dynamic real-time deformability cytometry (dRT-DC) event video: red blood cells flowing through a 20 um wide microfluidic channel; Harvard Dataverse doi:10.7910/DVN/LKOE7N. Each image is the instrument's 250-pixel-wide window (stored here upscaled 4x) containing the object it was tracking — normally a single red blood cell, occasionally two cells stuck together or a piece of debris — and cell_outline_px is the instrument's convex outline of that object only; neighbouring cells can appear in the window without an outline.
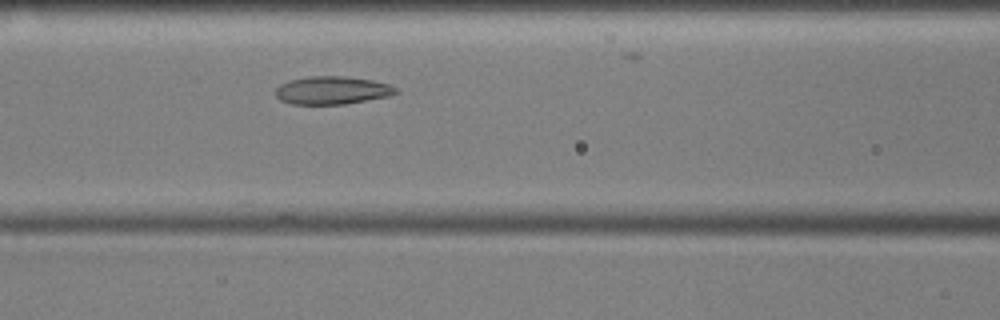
{"species": "common noctule bat (a hibernating species)", "species_latin": "Nyctalus noctula", "temperature_condition": "cold", "stored_images_in_passage": 14, "camera_frame_rate_fps": 3000, "um_per_image_px": 0.085, "animal": {"sex": "male", "body_mass_g": 17.9, "forearm_length_mm": 54.2}, "frame": {"image": 1, "passage_image": 14, "time_ms": 4.333, "image_size_px": [1000, 320], "cell_outline_px": [[400, 92], [388, 96], [344, 104], [292, 104], [280, 100], [276, 96], [276, 88], [280, 84], [292, 80], [308, 76], [344, 76], [372, 80], [388, 84], [396, 88]], "centroid_in_image_um": [28.23, 7.67], "position_along_channel_um": 138.4, "area_um2": 19.48}}